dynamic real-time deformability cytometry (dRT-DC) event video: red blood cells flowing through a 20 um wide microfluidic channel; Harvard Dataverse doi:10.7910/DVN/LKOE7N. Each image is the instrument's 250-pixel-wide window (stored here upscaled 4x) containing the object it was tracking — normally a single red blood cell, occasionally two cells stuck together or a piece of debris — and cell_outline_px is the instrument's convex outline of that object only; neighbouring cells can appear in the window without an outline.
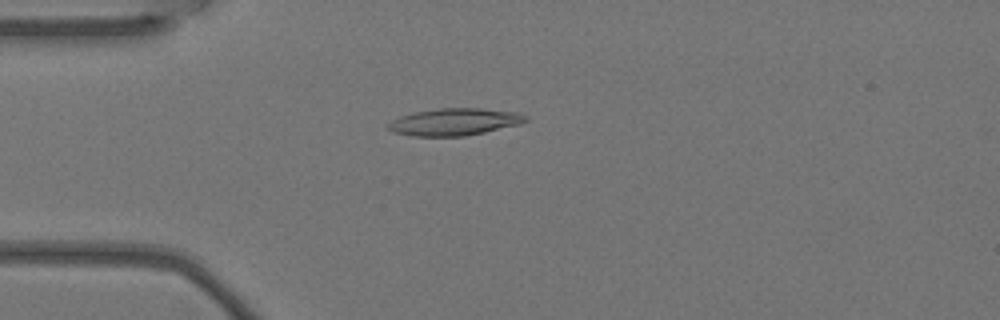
{"species": "Egyptian fruit bat (a non-hibernating species)", "species_latin": "Rousettus aegyptiacus", "temperature_condition": "warm", "stored_images_in_passage": 4, "camera_frame_rate_fps": 3000, "um_per_image_px": 0.085, "animal": {"sex": "female"}, "frame": {"image": 1, "passage_image": 4, "time_ms": 1.0, "image_size_px": [1000, 320], "cell_outline_px": [[528, 120], [520, 124], [484, 132], [464, 136], [412, 136], [392, 132], [388, 128], [388, 124], [392, 120], [400, 116], [412, 112], [440, 108], [480, 108], [516, 112], [528, 116]], "centroid_in_image_um": [38.62, 10.35], "position_along_channel_um": 46.4, "area_um2": 21.73}}